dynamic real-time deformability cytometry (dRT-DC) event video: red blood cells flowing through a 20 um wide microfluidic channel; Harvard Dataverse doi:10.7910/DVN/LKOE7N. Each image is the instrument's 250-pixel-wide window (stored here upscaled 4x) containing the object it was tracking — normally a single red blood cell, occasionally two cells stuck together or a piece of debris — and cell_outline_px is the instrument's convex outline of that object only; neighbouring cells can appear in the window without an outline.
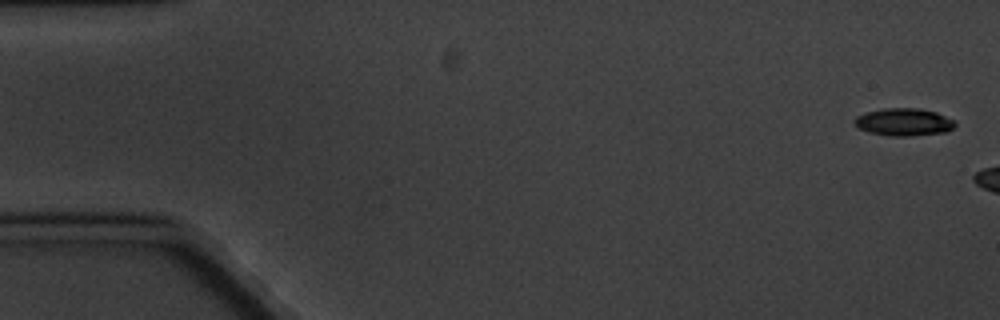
{"species": "common noctule bat (a hibernating species)", "species_latin": "Nyctalus noctula", "temperature_condition": "cold", "stored_images_in_passage": 3, "camera_frame_rate_fps": 3000, "um_per_image_px": 0.085, "animal": {"sex": "male", "body_mass_g": 20.1, "forearm_length_mm": 53.5}, "frame": {"image": 1, "passage_image": 1, "time_ms": 0.0, "image_size_px": [1000, 320], "cell_outline_px": [[956, 124], [948, 132], [908, 136], [892, 136], [868, 132], [860, 128], [852, 120], [856, 116], [868, 112], [884, 108], [920, 108], [936, 112], [956, 120]], "centroid_in_image_um": [76.86, 10.37], "position_along_channel_um": 8.1, "area_um2": 16.18}}